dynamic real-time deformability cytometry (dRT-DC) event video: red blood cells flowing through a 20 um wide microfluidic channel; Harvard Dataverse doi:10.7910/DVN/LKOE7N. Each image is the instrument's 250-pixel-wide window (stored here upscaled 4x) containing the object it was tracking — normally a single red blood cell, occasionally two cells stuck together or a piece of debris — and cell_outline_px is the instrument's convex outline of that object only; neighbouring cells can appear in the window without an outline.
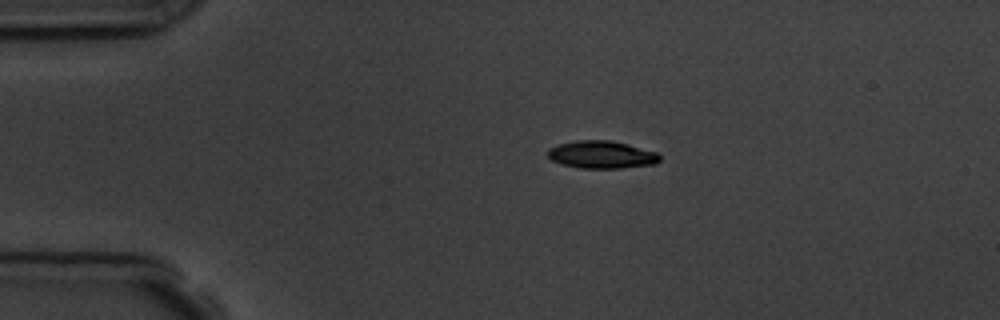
{"species": "common noctule bat (a hibernating species)", "species_latin": "Nyctalus noctula", "temperature_condition": "room temperature", "stored_images_in_passage": 3, "segment_of_instrument_passage": [1, 2], "camera_frame_rate_fps": 3000, "um_per_image_px": 0.085, "animal": {"sex": "male", "body_mass_g": 19.5, "forearm_length_mm": 54.6}, "frame": {"image": 1, "passage_image": 1, "time_ms": 0.0, "image_size_px": [1000, 320], "cell_outline_px": [[660, 160], [656, 164], [620, 168], [580, 168], [564, 164], [552, 160], [548, 156], [548, 148], [560, 144], [576, 140], [612, 140], [628, 144], [656, 152], [660, 156]], "centroid_in_image_um": [51.16, 13.14], "position_along_channel_um": 33.8, "area_um2": 17.92}}